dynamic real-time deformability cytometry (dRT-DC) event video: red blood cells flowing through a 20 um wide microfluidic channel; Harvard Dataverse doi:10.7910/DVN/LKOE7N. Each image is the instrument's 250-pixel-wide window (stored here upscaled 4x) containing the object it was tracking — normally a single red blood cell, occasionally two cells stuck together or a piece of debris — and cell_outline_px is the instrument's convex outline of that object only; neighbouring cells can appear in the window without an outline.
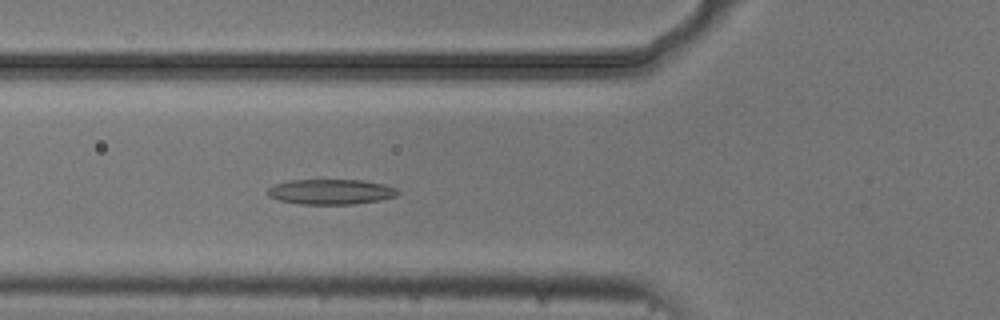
{"species": "common noctule bat (a hibernating species)", "species_latin": "Nyctalus noctula", "temperature_condition": "cold", "stored_images_in_passage": 55, "segment_of_instrument_passage": [1, 2], "camera_frame_rate_fps": 3000, "um_per_image_px": 0.085, "animal": {"sex": "male", "body_mass_g": 20.5, "forearm_length_mm": 52.5}, "frame": {"image": 1, "passage_image": 19, "time_ms": 6.0, "image_size_px": [1000, 320], "cell_outline_px": [[400, 192], [396, 196], [380, 200], [352, 204], [300, 204], [280, 200], [268, 196], [268, 188], [272, 184], [288, 180], [320, 176], [364, 180], [384, 184], [396, 188]], "centroid_in_image_um": [28.08, 16.23], "position_along_channel_um": 97.7, "area_um2": 20.29}}
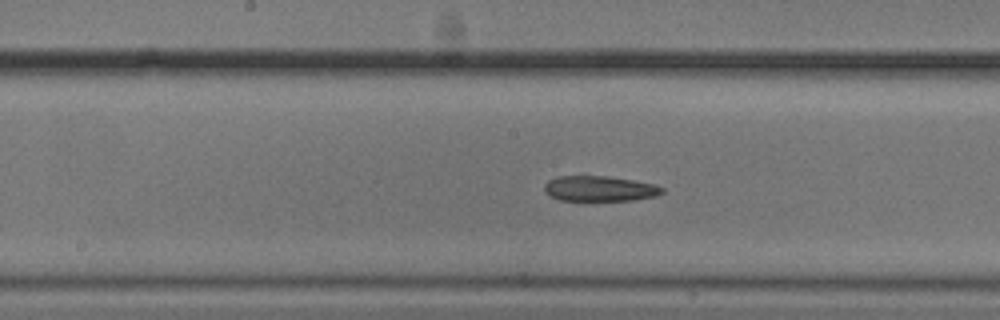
{"frame": {"image": 2, "passage_image": 27, "time_ms": 8.667, "image_size_px": [1000, 320], "cell_outline_px": [[664, 192], [656, 196], [632, 200], [560, 200], [548, 196], [544, 192], [544, 184], [548, 180], [556, 176], [604, 176], [632, 180], [652, 184], [664, 188]], "centroid_in_image_um": [50.91, 16.03], "position_along_channel_um": 197.3, "area_um2": 17.34}}
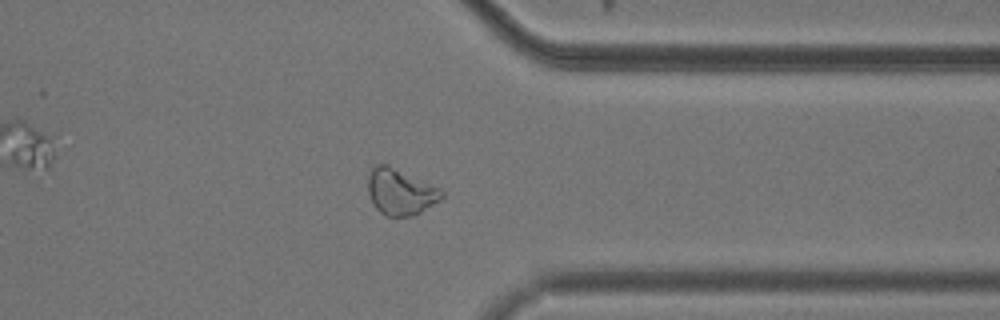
{"frame": {"image": 3, "passage_image": 42, "time_ms": 13.667, "image_size_px": [1000, 320], "cell_outline_px": [[444, 196], [440, 200], [420, 212], [408, 216], [384, 216], [372, 204], [368, 196], [368, 176], [372, 168], [376, 164], [388, 164], [440, 188], [444, 192]], "centroid_in_image_um": [34.01, 16.3], "position_along_channel_um": 377.4, "area_um2": 19.88}}